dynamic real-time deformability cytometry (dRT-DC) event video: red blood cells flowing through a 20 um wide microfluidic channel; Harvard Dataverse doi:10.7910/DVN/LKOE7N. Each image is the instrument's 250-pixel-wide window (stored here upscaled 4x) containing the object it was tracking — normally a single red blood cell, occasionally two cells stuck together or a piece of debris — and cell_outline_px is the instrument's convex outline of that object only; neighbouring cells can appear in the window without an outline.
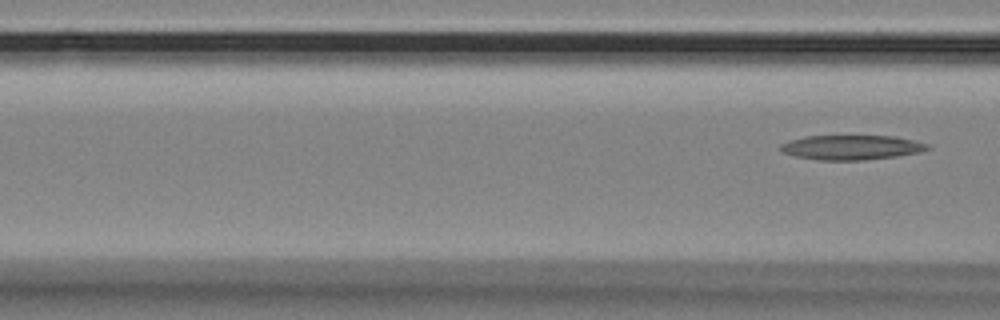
{"species": "Egyptian fruit bat (a non-hibernating species)", "species_latin": "Rousettus aegyptiacus", "temperature_condition": "room temperature", "stored_images_in_passage": 8, "segment_of_instrument_passage": [2, 2], "camera_frame_rate_fps": 3000, "um_per_image_px": 0.085, "animal": {"sex": "female"}, "frame": {"image": 1, "passage_image": 8, "time_ms": 9.0, "image_size_px": [1000, 320], "cell_outline_px": [[932, 148], [920, 152], [896, 156], [864, 160], [816, 160], [796, 156], [780, 152], [780, 144], [804, 136], [896, 136], [928, 144]], "centroid_in_image_um": [72.37, 12.53], "position_along_channel_um": 94.2, "area_um2": 21.1}}